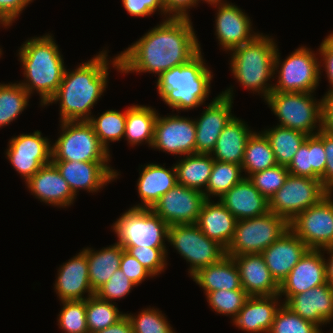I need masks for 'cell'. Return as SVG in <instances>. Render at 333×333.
<instances>
[{
	"mask_svg": "<svg viewBox=\"0 0 333 333\" xmlns=\"http://www.w3.org/2000/svg\"><path fill=\"white\" fill-rule=\"evenodd\" d=\"M98 53L91 60L80 63L76 69L69 71L66 68L59 88L45 105L59 102L60 122L88 121L92 108L108 88L110 64L120 72L118 56L110 60L109 51L103 49Z\"/></svg>",
	"mask_w": 333,
	"mask_h": 333,
	"instance_id": "cell-2",
	"label": "cell"
},
{
	"mask_svg": "<svg viewBox=\"0 0 333 333\" xmlns=\"http://www.w3.org/2000/svg\"><path fill=\"white\" fill-rule=\"evenodd\" d=\"M279 298V294L249 296L232 320V325L248 333H269L275 314L282 304Z\"/></svg>",
	"mask_w": 333,
	"mask_h": 333,
	"instance_id": "cell-26",
	"label": "cell"
},
{
	"mask_svg": "<svg viewBox=\"0 0 333 333\" xmlns=\"http://www.w3.org/2000/svg\"><path fill=\"white\" fill-rule=\"evenodd\" d=\"M174 165L177 183L188 188L205 191L214 159L211 154H190L180 157Z\"/></svg>",
	"mask_w": 333,
	"mask_h": 333,
	"instance_id": "cell-35",
	"label": "cell"
},
{
	"mask_svg": "<svg viewBox=\"0 0 333 333\" xmlns=\"http://www.w3.org/2000/svg\"><path fill=\"white\" fill-rule=\"evenodd\" d=\"M205 200L201 191L177 183L151 209L169 226L196 224Z\"/></svg>",
	"mask_w": 333,
	"mask_h": 333,
	"instance_id": "cell-17",
	"label": "cell"
},
{
	"mask_svg": "<svg viewBox=\"0 0 333 333\" xmlns=\"http://www.w3.org/2000/svg\"><path fill=\"white\" fill-rule=\"evenodd\" d=\"M237 219L220 202L206 199L201 207L196 225L209 238L226 249L233 240Z\"/></svg>",
	"mask_w": 333,
	"mask_h": 333,
	"instance_id": "cell-29",
	"label": "cell"
},
{
	"mask_svg": "<svg viewBox=\"0 0 333 333\" xmlns=\"http://www.w3.org/2000/svg\"><path fill=\"white\" fill-rule=\"evenodd\" d=\"M100 299L96 294L86 299V321L89 333H96L115 324L126 313L116 303Z\"/></svg>",
	"mask_w": 333,
	"mask_h": 333,
	"instance_id": "cell-41",
	"label": "cell"
},
{
	"mask_svg": "<svg viewBox=\"0 0 333 333\" xmlns=\"http://www.w3.org/2000/svg\"><path fill=\"white\" fill-rule=\"evenodd\" d=\"M203 1L204 3H208V5L210 4L211 6H216V5H219V4H223V3H226L227 1L226 0H195V6L197 7V5Z\"/></svg>",
	"mask_w": 333,
	"mask_h": 333,
	"instance_id": "cell-58",
	"label": "cell"
},
{
	"mask_svg": "<svg viewBox=\"0 0 333 333\" xmlns=\"http://www.w3.org/2000/svg\"><path fill=\"white\" fill-rule=\"evenodd\" d=\"M322 251H324V253L327 252L326 254L329 255L327 259H325L326 257L324 256L326 266V279L327 283H329L333 287V245L323 248Z\"/></svg>",
	"mask_w": 333,
	"mask_h": 333,
	"instance_id": "cell-57",
	"label": "cell"
},
{
	"mask_svg": "<svg viewBox=\"0 0 333 333\" xmlns=\"http://www.w3.org/2000/svg\"><path fill=\"white\" fill-rule=\"evenodd\" d=\"M206 299L212 311L217 314L232 317L233 320L239 313L249 295L244 289L216 290L206 294Z\"/></svg>",
	"mask_w": 333,
	"mask_h": 333,
	"instance_id": "cell-43",
	"label": "cell"
},
{
	"mask_svg": "<svg viewBox=\"0 0 333 333\" xmlns=\"http://www.w3.org/2000/svg\"><path fill=\"white\" fill-rule=\"evenodd\" d=\"M61 176L69 184L77 197L79 190L88 193L99 192L104 186L116 180L119 172L109 165L110 162L51 161Z\"/></svg>",
	"mask_w": 333,
	"mask_h": 333,
	"instance_id": "cell-18",
	"label": "cell"
},
{
	"mask_svg": "<svg viewBox=\"0 0 333 333\" xmlns=\"http://www.w3.org/2000/svg\"><path fill=\"white\" fill-rule=\"evenodd\" d=\"M262 133L268 139L274 152L277 165L288 166L308 135L286 127L276 125L264 129Z\"/></svg>",
	"mask_w": 333,
	"mask_h": 333,
	"instance_id": "cell-36",
	"label": "cell"
},
{
	"mask_svg": "<svg viewBox=\"0 0 333 333\" xmlns=\"http://www.w3.org/2000/svg\"><path fill=\"white\" fill-rule=\"evenodd\" d=\"M122 4L127 13L134 17L151 16L158 11L169 19L162 0H122Z\"/></svg>",
	"mask_w": 333,
	"mask_h": 333,
	"instance_id": "cell-49",
	"label": "cell"
},
{
	"mask_svg": "<svg viewBox=\"0 0 333 333\" xmlns=\"http://www.w3.org/2000/svg\"><path fill=\"white\" fill-rule=\"evenodd\" d=\"M317 54L321 55L319 62L320 64V76L323 71L321 67H323L327 75V79L329 82V89L324 95L333 94V32L322 40L320 47L318 48ZM323 63V64H321ZM324 65V66H323Z\"/></svg>",
	"mask_w": 333,
	"mask_h": 333,
	"instance_id": "cell-51",
	"label": "cell"
},
{
	"mask_svg": "<svg viewBox=\"0 0 333 333\" xmlns=\"http://www.w3.org/2000/svg\"><path fill=\"white\" fill-rule=\"evenodd\" d=\"M168 243L189 262V276L203 267L218 263L226 256V248L209 239L196 224L169 226Z\"/></svg>",
	"mask_w": 333,
	"mask_h": 333,
	"instance_id": "cell-11",
	"label": "cell"
},
{
	"mask_svg": "<svg viewBox=\"0 0 333 333\" xmlns=\"http://www.w3.org/2000/svg\"><path fill=\"white\" fill-rule=\"evenodd\" d=\"M217 8L215 17V35L224 51L252 41L259 32L252 28L250 17L235 3L226 2L213 6Z\"/></svg>",
	"mask_w": 333,
	"mask_h": 333,
	"instance_id": "cell-19",
	"label": "cell"
},
{
	"mask_svg": "<svg viewBox=\"0 0 333 333\" xmlns=\"http://www.w3.org/2000/svg\"><path fill=\"white\" fill-rule=\"evenodd\" d=\"M135 257L154 277L164 272L167 267V248H152L143 246H122Z\"/></svg>",
	"mask_w": 333,
	"mask_h": 333,
	"instance_id": "cell-47",
	"label": "cell"
},
{
	"mask_svg": "<svg viewBox=\"0 0 333 333\" xmlns=\"http://www.w3.org/2000/svg\"><path fill=\"white\" fill-rule=\"evenodd\" d=\"M165 13L169 18L190 19L189 9L195 7V0H162Z\"/></svg>",
	"mask_w": 333,
	"mask_h": 333,
	"instance_id": "cell-54",
	"label": "cell"
},
{
	"mask_svg": "<svg viewBox=\"0 0 333 333\" xmlns=\"http://www.w3.org/2000/svg\"><path fill=\"white\" fill-rule=\"evenodd\" d=\"M121 271L136 285L138 286L146 278H153L154 276L133 256L125 250L122 252L120 262Z\"/></svg>",
	"mask_w": 333,
	"mask_h": 333,
	"instance_id": "cell-50",
	"label": "cell"
},
{
	"mask_svg": "<svg viewBox=\"0 0 333 333\" xmlns=\"http://www.w3.org/2000/svg\"><path fill=\"white\" fill-rule=\"evenodd\" d=\"M328 193L321 180L289 174L284 185L270 198L269 211L289 223Z\"/></svg>",
	"mask_w": 333,
	"mask_h": 333,
	"instance_id": "cell-12",
	"label": "cell"
},
{
	"mask_svg": "<svg viewBox=\"0 0 333 333\" xmlns=\"http://www.w3.org/2000/svg\"><path fill=\"white\" fill-rule=\"evenodd\" d=\"M289 228L308 249L322 250L333 245V193L299 213L289 222Z\"/></svg>",
	"mask_w": 333,
	"mask_h": 333,
	"instance_id": "cell-13",
	"label": "cell"
},
{
	"mask_svg": "<svg viewBox=\"0 0 333 333\" xmlns=\"http://www.w3.org/2000/svg\"><path fill=\"white\" fill-rule=\"evenodd\" d=\"M284 304L319 327L330 324L333 320V287L326 282L306 292L292 295Z\"/></svg>",
	"mask_w": 333,
	"mask_h": 333,
	"instance_id": "cell-24",
	"label": "cell"
},
{
	"mask_svg": "<svg viewBox=\"0 0 333 333\" xmlns=\"http://www.w3.org/2000/svg\"><path fill=\"white\" fill-rule=\"evenodd\" d=\"M327 282L324 252L308 249L280 284L279 297L285 303L292 295L303 293Z\"/></svg>",
	"mask_w": 333,
	"mask_h": 333,
	"instance_id": "cell-20",
	"label": "cell"
},
{
	"mask_svg": "<svg viewBox=\"0 0 333 333\" xmlns=\"http://www.w3.org/2000/svg\"><path fill=\"white\" fill-rule=\"evenodd\" d=\"M158 112L151 106L134 105L127 108L125 140L130 146L148 144L152 147L154 125Z\"/></svg>",
	"mask_w": 333,
	"mask_h": 333,
	"instance_id": "cell-34",
	"label": "cell"
},
{
	"mask_svg": "<svg viewBox=\"0 0 333 333\" xmlns=\"http://www.w3.org/2000/svg\"><path fill=\"white\" fill-rule=\"evenodd\" d=\"M25 184L31 195L54 207H69L77 198L52 162L44 165Z\"/></svg>",
	"mask_w": 333,
	"mask_h": 333,
	"instance_id": "cell-23",
	"label": "cell"
},
{
	"mask_svg": "<svg viewBox=\"0 0 333 333\" xmlns=\"http://www.w3.org/2000/svg\"><path fill=\"white\" fill-rule=\"evenodd\" d=\"M278 49L274 56V78L277 81L273 84L272 91L315 93L321 80L317 54L310 48L301 46L282 61Z\"/></svg>",
	"mask_w": 333,
	"mask_h": 333,
	"instance_id": "cell-8",
	"label": "cell"
},
{
	"mask_svg": "<svg viewBox=\"0 0 333 333\" xmlns=\"http://www.w3.org/2000/svg\"><path fill=\"white\" fill-rule=\"evenodd\" d=\"M206 295L216 290L243 289L238 267L232 257L225 256L218 263L203 267L191 276Z\"/></svg>",
	"mask_w": 333,
	"mask_h": 333,
	"instance_id": "cell-32",
	"label": "cell"
},
{
	"mask_svg": "<svg viewBox=\"0 0 333 333\" xmlns=\"http://www.w3.org/2000/svg\"><path fill=\"white\" fill-rule=\"evenodd\" d=\"M287 229L289 223L270 211L261 216L239 220L236 222L234 237L226 249V255L234 257L262 253Z\"/></svg>",
	"mask_w": 333,
	"mask_h": 333,
	"instance_id": "cell-10",
	"label": "cell"
},
{
	"mask_svg": "<svg viewBox=\"0 0 333 333\" xmlns=\"http://www.w3.org/2000/svg\"><path fill=\"white\" fill-rule=\"evenodd\" d=\"M238 267L242 288L249 296L279 294L280 285L269 271L261 253L232 257Z\"/></svg>",
	"mask_w": 333,
	"mask_h": 333,
	"instance_id": "cell-25",
	"label": "cell"
},
{
	"mask_svg": "<svg viewBox=\"0 0 333 333\" xmlns=\"http://www.w3.org/2000/svg\"><path fill=\"white\" fill-rule=\"evenodd\" d=\"M277 43L272 36L258 34L252 41L235 47L230 52V71L243 88L258 93L263 100L272 92L274 56Z\"/></svg>",
	"mask_w": 333,
	"mask_h": 333,
	"instance_id": "cell-5",
	"label": "cell"
},
{
	"mask_svg": "<svg viewBox=\"0 0 333 333\" xmlns=\"http://www.w3.org/2000/svg\"><path fill=\"white\" fill-rule=\"evenodd\" d=\"M96 333H134L132 325L127 315L125 314L120 320H118L112 326H109Z\"/></svg>",
	"mask_w": 333,
	"mask_h": 333,
	"instance_id": "cell-56",
	"label": "cell"
},
{
	"mask_svg": "<svg viewBox=\"0 0 333 333\" xmlns=\"http://www.w3.org/2000/svg\"><path fill=\"white\" fill-rule=\"evenodd\" d=\"M127 108L124 112L106 110L97 118L92 114L88 122L93 126L100 143L110 152V142L120 141L124 138L126 127Z\"/></svg>",
	"mask_w": 333,
	"mask_h": 333,
	"instance_id": "cell-38",
	"label": "cell"
},
{
	"mask_svg": "<svg viewBox=\"0 0 333 333\" xmlns=\"http://www.w3.org/2000/svg\"><path fill=\"white\" fill-rule=\"evenodd\" d=\"M219 200L237 221L254 218L269 212V201L245 177Z\"/></svg>",
	"mask_w": 333,
	"mask_h": 333,
	"instance_id": "cell-27",
	"label": "cell"
},
{
	"mask_svg": "<svg viewBox=\"0 0 333 333\" xmlns=\"http://www.w3.org/2000/svg\"><path fill=\"white\" fill-rule=\"evenodd\" d=\"M253 132L245 121L234 116L220 133L211 153L212 158L220 162L241 165L246 142Z\"/></svg>",
	"mask_w": 333,
	"mask_h": 333,
	"instance_id": "cell-31",
	"label": "cell"
},
{
	"mask_svg": "<svg viewBox=\"0 0 333 333\" xmlns=\"http://www.w3.org/2000/svg\"><path fill=\"white\" fill-rule=\"evenodd\" d=\"M134 333H176L162 311L154 307L141 310L138 315L126 314Z\"/></svg>",
	"mask_w": 333,
	"mask_h": 333,
	"instance_id": "cell-45",
	"label": "cell"
},
{
	"mask_svg": "<svg viewBox=\"0 0 333 333\" xmlns=\"http://www.w3.org/2000/svg\"><path fill=\"white\" fill-rule=\"evenodd\" d=\"M322 97L321 130L333 135V94Z\"/></svg>",
	"mask_w": 333,
	"mask_h": 333,
	"instance_id": "cell-55",
	"label": "cell"
},
{
	"mask_svg": "<svg viewBox=\"0 0 333 333\" xmlns=\"http://www.w3.org/2000/svg\"><path fill=\"white\" fill-rule=\"evenodd\" d=\"M154 150L174 155L196 154V124L194 119L176 115L160 116L154 125Z\"/></svg>",
	"mask_w": 333,
	"mask_h": 333,
	"instance_id": "cell-15",
	"label": "cell"
},
{
	"mask_svg": "<svg viewBox=\"0 0 333 333\" xmlns=\"http://www.w3.org/2000/svg\"><path fill=\"white\" fill-rule=\"evenodd\" d=\"M162 20L117 54L120 73L149 72L160 76L173 67L187 63L201 50L191 18L164 17Z\"/></svg>",
	"mask_w": 333,
	"mask_h": 333,
	"instance_id": "cell-1",
	"label": "cell"
},
{
	"mask_svg": "<svg viewBox=\"0 0 333 333\" xmlns=\"http://www.w3.org/2000/svg\"><path fill=\"white\" fill-rule=\"evenodd\" d=\"M323 145L327 160L324 175L320 180L323 187L333 193V135L323 131Z\"/></svg>",
	"mask_w": 333,
	"mask_h": 333,
	"instance_id": "cell-53",
	"label": "cell"
},
{
	"mask_svg": "<svg viewBox=\"0 0 333 333\" xmlns=\"http://www.w3.org/2000/svg\"><path fill=\"white\" fill-rule=\"evenodd\" d=\"M28 92L18 83H0V128L11 124L29 106Z\"/></svg>",
	"mask_w": 333,
	"mask_h": 333,
	"instance_id": "cell-40",
	"label": "cell"
},
{
	"mask_svg": "<svg viewBox=\"0 0 333 333\" xmlns=\"http://www.w3.org/2000/svg\"><path fill=\"white\" fill-rule=\"evenodd\" d=\"M242 173L241 165L214 160L210 178L203 192L205 199H219L244 178L245 174Z\"/></svg>",
	"mask_w": 333,
	"mask_h": 333,
	"instance_id": "cell-39",
	"label": "cell"
},
{
	"mask_svg": "<svg viewBox=\"0 0 333 333\" xmlns=\"http://www.w3.org/2000/svg\"><path fill=\"white\" fill-rule=\"evenodd\" d=\"M124 249L114 243L101 250L87 247V260L90 286L96 292L120 268Z\"/></svg>",
	"mask_w": 333,
	"mask_h": 333,
	"instance_id": "cell-33",
	"label": "cell"
},
{
	"mask_svg": "<svg viewBox=\"0 0 333 333\" xmlns=\"http://www.w3.org/2000/svg\"><path fill=\"white\" fill-rule=\"evenodd\" d=\"M313 94L272 91L264 102L278 118L277 125L311 136L321 130L322 118V98Z\"/></svg>",
	"mask_w": 333,
	"mask_h": 333,
	"instance_id": "cell-6",
	"label": "cell"
},
{
	"mask_svg": "<svg viewBox=\"0 0 333 333\" xmlns=\"http://www.w3.org/2000/svg\"><path fill=\"white\" fill-rule=\"evenodd\" d=\"M0 25L4 28H8L2 21H0ZM2 48H0V57H2Z\"/></svg>",
	"mask_w": 333,
	"mask_h": 333,
	"instance_id": "cell-59",
	"label": "cell"
},
{
	"mask_svg": "<svg viewBox=\"0 0 333 333\" xmlns=\"http://www.w3.org/2000/svg\"><path fill=\"white\" fill-rule=\"evenodd\" d=\"M37 130L29 134L12 137L8 142L5 155L13 169L26 183L44 165L52 161V143Z\"/></svg>",
	"mask_w": 333,
	"mask_h": 333,
	"instance_id": "cell-14",
	"label": "cell"
},
{
	"mask_svg": "<svg viewBox=\"0 0 333 333\" xmlns=\"http://www.w3.org/2000/svg\"><path fill=\"white\" fill-rule=\"evenodd\" d=\"M55 42L51 33L34 36L28 38L18 50L25 78L19 84L30 96L36 91L41 106L54 96L66 70L63 55Z\"/></svg>",
	"mask_w": 333,
	"mask_h": 333,
	"instance_id": "cell-3",
	"label": "cell"
},
{
	"mask_svg": "<svg viewBox=\"0 0 333 333\" xmlns=\"http://www.w3.org/2000/svg\"><path fill=\"white\" fill-rule=\"evenodd\" d=\"M307 250L306 244L289 228L261 254L280 285Z\"/></svg>",
	"mask_w": 333,
	"mask_h": 333,
	"instance_id": "cell-22",
	"label": "cell"
},
{
	"mask_svg": "<svg viewBox=\"0 0 333 333\" xmlns=\"http://www.w3.org/2000/svg\"><path fill=\"white\" fill-rule=\"evenodd\" d=\"M33 0H0V21L8 28Z\"/></svg>",
	"mask_w": 333,
	"mask_h": 333,
	"instance_id": "cell-52",
	"label": "cell"
},
{
	"mask_svg": "<svg viewBox=\"0 0 333 333\" xmlns=\"http://www.w3.org/2000/svg\"><path fill=\"white\" fill-rule=\"evenodd\" d=\"M323 130L306 138L287 166L289 174L320 180L326 166Z\"/></svg>",
	"mask_w": 333,
	"mask_h": 333,
	"instance_id": "cell-30",
	"label": "cell"
},
{
	"mask_svg": "<svg viewBox=\"0 0 333 333\" xmlns=\"http://www.w3.org/2000/svg\"><path fill=\"white\" fill-rule=\"evenodd\" d=\"M60 135L52 145V161L111 162L88 121L60 122Z\"/></svg>",
	"mask_w": 333,
	"mask_h": 333,
	"instance_id": "cell-7",
	"label": "cell"
},
{
	"mask_svg": "<svg viewBox=\"0 0 333 333\" xmlns=\"http://www.w3.org/2000/svg\"><path fill=\"white\" fill-rule=\"evenodd\" d=\"M289 171L286 166L276 165L251 174L248 179L268 201L284 185Z\"/></svg>",
	"mask_w": 333,
	"mask_h": 333,
	"instance_id": "cell-46",
	"label": "cell"
},
{
	"mask_svg": "<svg viewBox=\"0 0 333 333\" xmlns=\"http://www.w3.org/2000/svg\"><path fill=\"white\" fill-rule=\"evenodd\" d=\"M276 165L274 152L268 139L261 131H254L246 142L241 164L242 171L246 174L244 177L248 178L253 173L261 172Z\"/></svg>",
	"mask_w": 333,
	"mask_h": 333,
	"instance_id": "cell-37",
	"label": "cell"
},
{
	"mask_svg": "<svg viewBox=\"0 0 333 333\" xmlns=\"http://www.w3.org/2000/svg\"><path fill=\"white\" fill-rule=\"evenodd\" d=\"M233 88L230 86L218 94L202 111L196 124V154H211L220 133L235 116L233 108Z\"/></svg>",
	"mask_w": 333,
	"mask_h": 333,
	"instance_id": "cell-16",
	"label": "cell"
},
{
	"mask_svg": "<svg viewBox=\"0 0 333 333\" xmlns=\"http://www.w3.org/2000/svg\"><path fill=\"white\" fill-rule=\"evenodd\" d=\"M269 333H323L315 323L303 319L284 303L278 308Z\"/></svg>",
	"mask_w": 333,
	"mask_h": 333,
	"instance_id": "cell-42",
	"label": "cell"
},
{
	"mask_svg": "<svg viewBox=\"0 0 333 333\" xmlns=\"http://www.w3.org/2000/svg\"><path fill=\"white\" fill-rule=\"evenodd\" d=\"M54 289L60 301L85 300L95 294L89 281L87 247L58 268Z\"/></svg>",
	"mask_w": 333,
	"mask_h": 333,
	"instance_id": "cell-21",
	"label": "cell"
},
{
	"mask_svg": "<svg viewBox=\"0 0 333 333\" xmlns=\"http://www.w3.org/2000/svg\"><path fill=\"white\" fill-rule=\"evenodd\" d=\"M134 287H136V285L121 271V269H118L110 279L95 292V294L102 300L112 302L113 300L123 299Z\"/></svg>",
	"mask_w": 333,
	"mask_h": 333,
	"instance_id": "cell-48",
	"label": "cell"
},
{
	"mask_svg": "<svg viewBox=\"0 0 333 333\" xmlns=\"http://www.w3.org/2000/svg\"><path fill=\"white\" fill-rule=\"evenodd\" d=\"M139 172L137 180V192L141 203L131 208H152V206L166 192L177 184V173L175 165L167 168L157 163H148Z\"/></svg>",
	"mask_w": 333,
	"mask_h": 333,
	"instance_id": "cell-28",
	"label": "cell"
},
{
	"mask_svg": "<svg viewBox=\"0 0 333 333\" xmlns=\"http://www.w3.org/2000/svg\"><path fill=\"white\" fill-rule=\"evenodd\" d=\"M58 324L64 333H89L86 321V299L61 301Z\"/></svg>",
	"mask_w": 333,
	"mask_h": 333,
	"instance_id": "cell-44",
	"label": "cell"
},
{
	"mask_svg": "<svg viewBox=\"0 0 333 333\" xmlns=\"http://www.w3.org/2000/svg\"><path fill=\"white\" fill-rule=\"evenodd\" d=\"M111 229L121 246L167 248L169 225L151 208H129Z\"/></svg>",
	"mask_w": 333,
	"mask_h": 333,
	"instance_id": "cell-9",
	"label": "cell"
},
{
	"mask_svg": "<svg viewBox=\"0 0 333 333\" xmlns=\"http://www.w3.org/2000/svg\"><path fill=\"white\" fill-rule=\"evenodd\" d=\"M200 50L187 63L173 67L157 77L156 87L166 105L188 111L205 104L211 93L213 72L207 67ZM205 62V63H204Z\"/></svg>",
	"mask_w": 333,
	"mask_h": 333,
	"instance_id": "cell-4",
	"label": "cell"
}]
</instances>
